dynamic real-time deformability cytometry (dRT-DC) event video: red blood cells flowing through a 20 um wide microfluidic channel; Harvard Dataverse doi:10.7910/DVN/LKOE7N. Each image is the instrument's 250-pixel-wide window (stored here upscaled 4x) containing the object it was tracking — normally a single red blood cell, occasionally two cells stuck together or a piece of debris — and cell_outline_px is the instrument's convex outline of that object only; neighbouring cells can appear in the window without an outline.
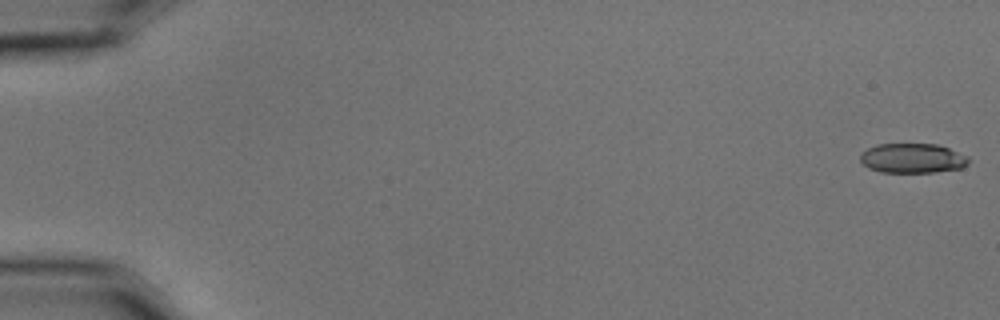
{"species": "common noctule bat (a hibernating species)", "species_latin": "Nyctalus noctula", "temperature_condition": "cold", "stored_images_in_passage": 56, "camera_frame_rate_fps": 3000, "um_per_image_px": 0.085, "animal": {"sex": "male", "body_mass_g": 15.6}, "frame": {"image": 1, "passage_image": 1, "time_ms": 0.0, "image_size_px": [1000, 320], "cell_outline_px": [[968, 164], [960, 168], [936, 172], [880, 172], [868, 168], [860, 160], [860, 152], [876, 144], [936, 144], [948, 148], [968, 156]], "centroid_in_image_um": [77.53, 13.45], "position_along_channel_um": 7.5, "area_um2": 18.73}}
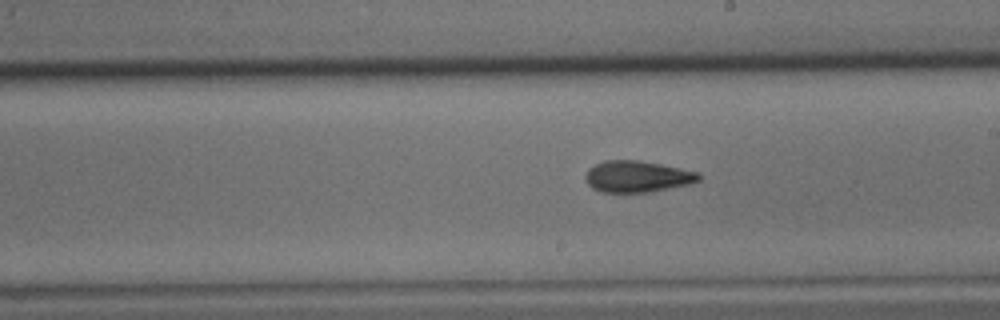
{"frame": {"image": 2, "passage_image": 33, "time_ms": 10.667, "image_size_px": [1000, 320], "cell_outline_px": [[700, 180], [688, 184], [648, 192], [600, 192], [592, 188], [588, 184], [584, 176], [588, 168], [604, 160], [640, 160], [700, 172]], "centroid_in_image_um": [54.14, 15.0], "position_along_channel_um": 234.9, "area_um2": 20.75}}
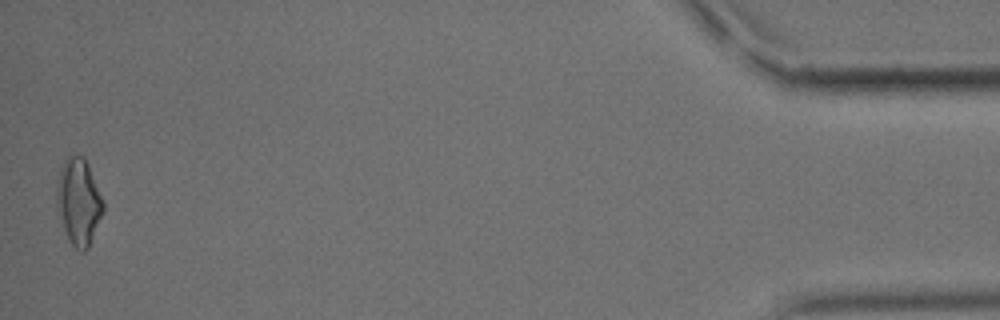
{"frame": {"image": 3, "passage_image": 56, "time_ms": 18.333, "image_size_px": [1000, 320], "cell_outline_px": [[104, 212], [88, 248], [84, 252], [80, 252], [68, 240], [56, 204], [56, 184], [64, 160], [72, 152], [84, 156], [88, 164], [104, 200]], "centroid_in_image_um": [6.7, 17.11], "position_along_channel_um": 428.5, "area_um2": 23.7}, "authors_computed_cell_mechanics": {"area_um2": 20.4323, "velocity_mm_per_s": 3.6096, "shape_relaxation_time_tau1_ms": 4.4882, "shape_relaxation_time_tau2_ms": 2.8766, "deformation_change_tau1": 0.1605, "deformation_change_tau2": 0.1173}}